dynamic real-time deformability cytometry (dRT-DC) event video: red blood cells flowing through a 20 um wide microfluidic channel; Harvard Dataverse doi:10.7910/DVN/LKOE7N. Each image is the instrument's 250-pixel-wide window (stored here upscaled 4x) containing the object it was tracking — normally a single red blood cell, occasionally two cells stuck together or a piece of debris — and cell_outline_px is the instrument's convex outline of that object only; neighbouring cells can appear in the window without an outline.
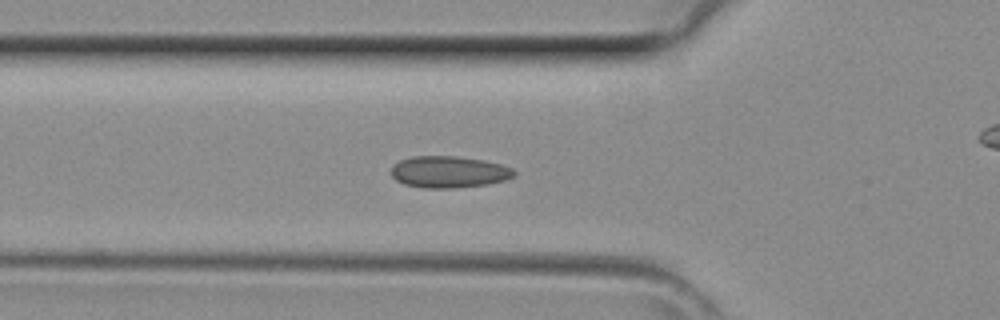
{"species": "common noctule bat (a hibernating species)", "species_latin": "Nyctalus noctula", "temperature_condition": "room temperature", "stored_images_in_passage": 31, "camera_frame_rate_fps": 3000, "um_per_image_px": 0.085, "animal": {"sex": "female", "body_mass_g": 29.2, "forearm_length_mm": 56.3}, "frame": {"image": 1, "passage_image": 3, "time_ms": 0.667, "image_size_px": [1000, 320], "cell_outline_px": [[516, 176], [504, 180], [488, 184], [452, 188], [420, 188], [404, 184], [396, 180], [392, 176], [392, 164], [400, 160], [412, 156], [456, 156], [484, 160], [500, 164], [512, 168], [516, 172]], "centroid_in_image_um": [38.14, 14.61], "position_along_channel_um": 87.7, "area_um2": 22.83}}
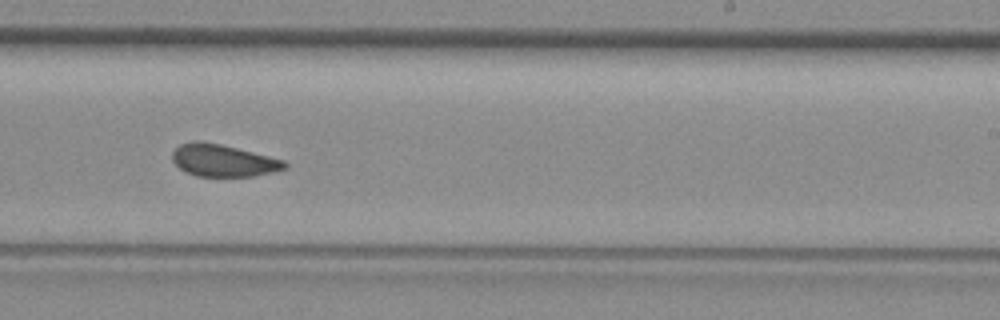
{"frame": {"image": 2, "passage_image": 14, "time_ms": 4.333, "image_size_px": [1000, 320], "cell_outline_px": [[288, 168], [272, 172], [252, 176], [196, 176], [180, 168], [172, 160], [172, 152], [180, 144], [196, 140], [220, 144], [284, 160], [288, 164]], "centroid_in_image_um": [18.97, 13.64], "position_along_channel_um": 270.0, "area_um2": 20.81}}
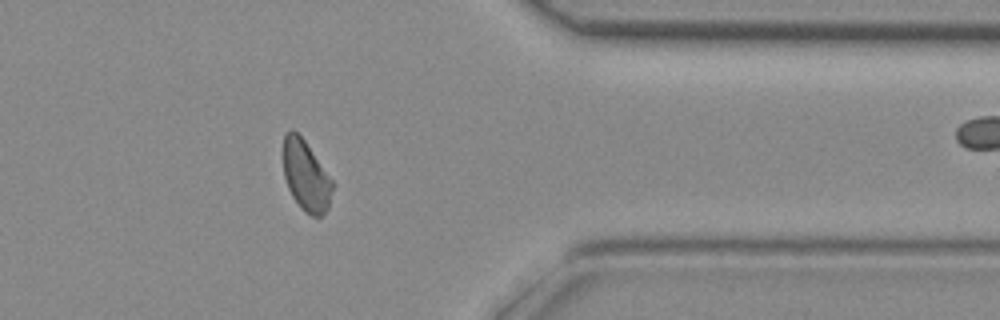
{"frame": {"image": 3, "passage_image": 22, "time_ms": 7.0, "image_size_px": [1000, 320], "cell_outline_px": [[336, 184], [328, 208], [320, 216], [312, 216], [304, 212], [300, 208], [292, 196], [288, 188], [284, 176], [284, 132], [292, 128], [304, 140]], "centroid_in_image_um": [26.03, 14.96], "position_along_channel_um": 385.4, "area_um2": 20.4}}